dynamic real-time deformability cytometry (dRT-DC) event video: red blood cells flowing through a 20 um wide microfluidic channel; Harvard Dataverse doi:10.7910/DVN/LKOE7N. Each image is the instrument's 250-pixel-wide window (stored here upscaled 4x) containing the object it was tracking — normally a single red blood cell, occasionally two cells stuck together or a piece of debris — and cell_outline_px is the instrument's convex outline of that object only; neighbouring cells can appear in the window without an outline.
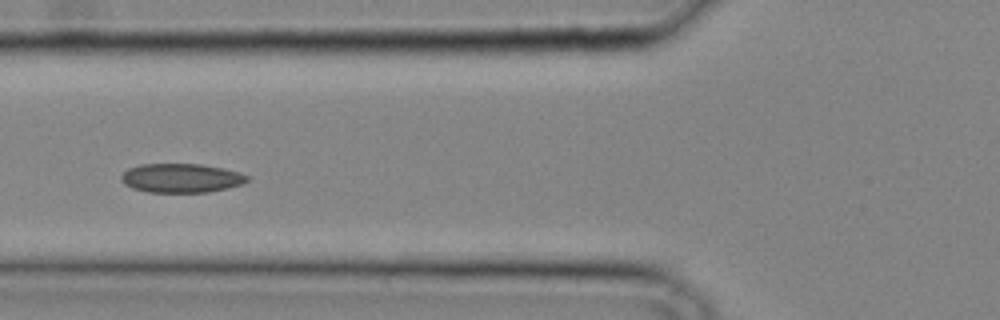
{"species": "common noctule bat (a hibernating species)", "species_latin": "Nyctalus noctula", "temperature_condition": "cold", "stored_images_in_passage": 15, "camera_frame_rate_fps": 3000, "um_per_image_px": 0.085, "animal": {"sex": "male", "body_mass_g": 20.4}, "frame": {"image": 1, "passage_image": 9, "time_ms": 2.667, "image_size_px": [1000, 320], "cell_outline_px": [[248, 180], [244, 184], [208, 192], [148, 192], [132, 188], [124, 184], [120, 180], [120, 176], [128, 168], [140, 164], [200, 164], [240, 172], [248, 176]], "centroid_in_image_um": [15.37, 15.14], "position_along_channel_um": 110.4, "area_um2": 21.33}}
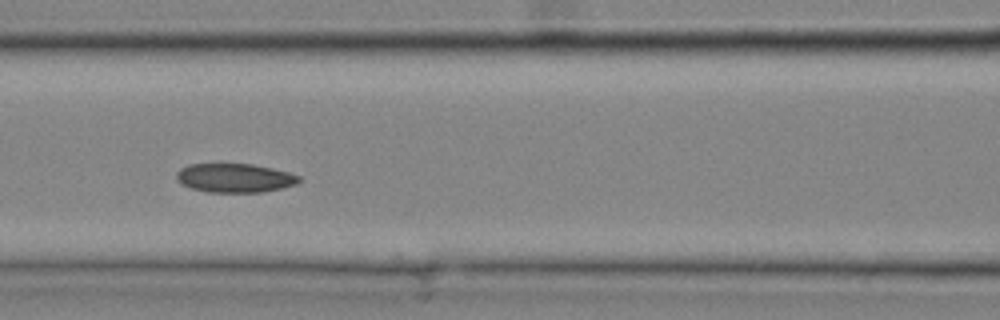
{"frame": {"image": 2, "passage_image": 11, "time_ms": 3.333, "image_size_px": [1000, 320], "cell_outline_px": [[300, 180], [296, 184], [264, 192], [208, 192], [192, 188], [176, 180], [176, 172], [180, 168], [188, 164], [252, 164], [272, 168], [288, 172], [300, 176]], "centroid_in_image_um": [19.94, 15.12], "position_along_channel_um": 146.7, "area_um2": 20.58}}